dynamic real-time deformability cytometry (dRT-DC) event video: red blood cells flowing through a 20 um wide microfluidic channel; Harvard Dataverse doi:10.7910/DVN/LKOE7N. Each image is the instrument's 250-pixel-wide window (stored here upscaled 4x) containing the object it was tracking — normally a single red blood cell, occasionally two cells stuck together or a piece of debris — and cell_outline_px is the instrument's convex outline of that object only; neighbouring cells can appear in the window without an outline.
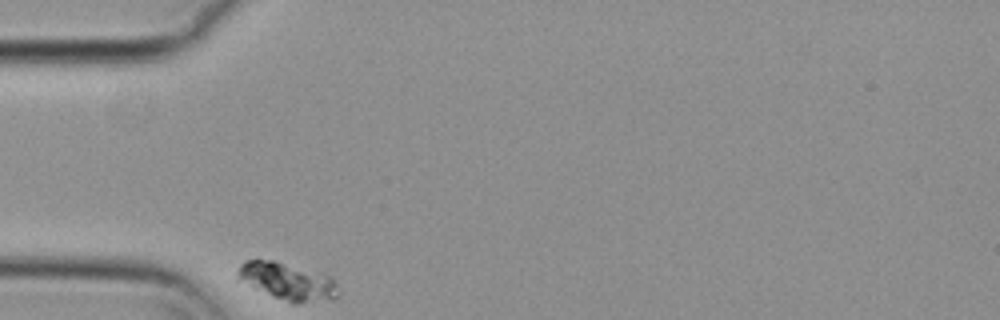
{"species": "common noctule bat (a hibernating species)", "species_latin": "Nyctalus noctula", "temperature_condition": "cold", "stored_images_in_passage": 37, "camera_frame_rate_fps": 3000, "um_per_image_px": 0.085, "animal": {"sex": "female", "body_mass_g": 29.2, "forearm_length_mm": 56.3}, "frame": {"image": 1, "passage_image": 1, "time_ms": 0.0, "image_size_px": [1000, 320], "cell_outline_px": [[340, 296], [332, 300], [300, 304], [292, 304], [272, 296], [236, 280], [236, 276], [240, 264], [244, 260], [256, 256], [324, 272], [332, 276], [340, 292]], "centroid_in_image_um": [24.44, 23.89], "position_along_channel_um": 60.6, "area_um2": 23.18}}
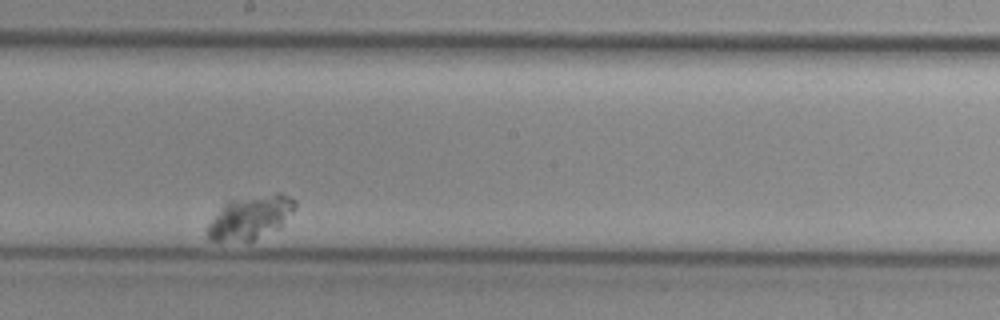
{"frame": {"image": 2, "passage_image": 20, "time_ms": 6.333, "image_size_px": [1000, 320], "cell_outline_px": [[296, 208], [284, 224], [280, 228], [248, 244], [220, 244], [208, 240], [204, 228], [224, 204], [228, 200], [276, 192], [280, 192], [296, 200]], "centroid_in_image_um": [21.23, 18.56], "position_along_channel_um": 227.0, "area_um2": 23.7}}
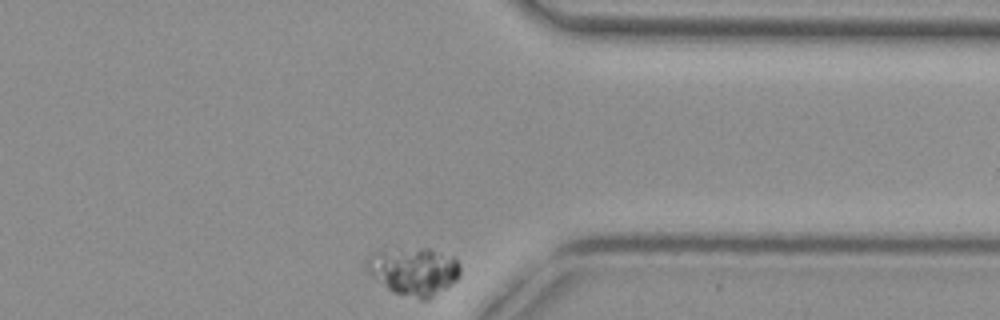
{"frame": {"image": 3, "passage_image": 37, "time_ms": 12.0, "image_size_px": [1000, 320], "cell_outline_px": [[460, 276], [456, 280], [428, 300], [420, 300], [392, 292], [368, 272], [364, 268], [364, 264], [368, 256], [372, 252], [420, 248], [428, 248], [456, 256], [460, 264]], "centroid_in_image_um": [35.19, 23.05], "position_along_channel_um": 376.2, "area_um2": 26.24}}